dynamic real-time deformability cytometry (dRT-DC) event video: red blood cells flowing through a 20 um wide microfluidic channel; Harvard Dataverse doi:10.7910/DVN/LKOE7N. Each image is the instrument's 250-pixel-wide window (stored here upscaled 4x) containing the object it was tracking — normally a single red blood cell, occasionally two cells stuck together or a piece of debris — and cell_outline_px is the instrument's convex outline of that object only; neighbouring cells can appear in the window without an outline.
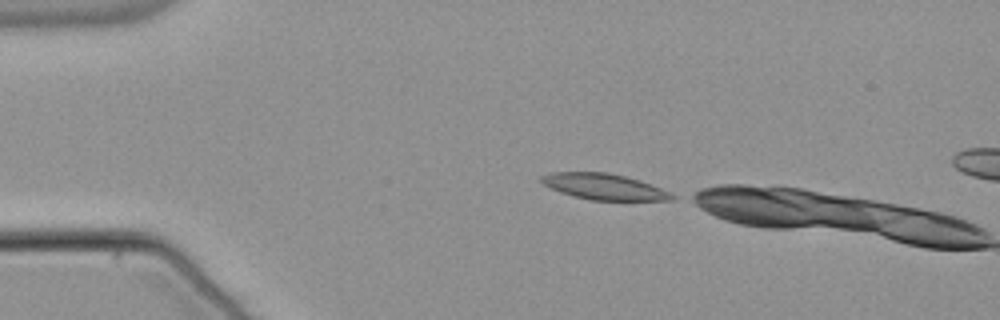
{"species": "common noctule bat (a hibernating species)", "species_latin": "Nyctalus noctula", "temperature_condition": "warm", "stored_images_in_passage": 2, "camera_frame_rate_fps": 3000, "um_per_image_px": 0.085, "animal": {"sex": "male", "body_mass_g": 21.5, "forearm_length_mm": 52.0}, "frame": {"image": 1, "passage_image": 1, "time_ms": 0.0, "image_size_px": [1000, 320], "cell_outline_px": [[676, 200], [588, 200], [572, 196], [560, 192], [544, 184], [540, 180], [540, 176], [552, 172], [608, 172], [640, 180], [660, 188], [676, 196]], "centroid_in_image_um": [51.33, 15.87], "position_along_channel_um": 33.7, "area_um2": 19.71}}